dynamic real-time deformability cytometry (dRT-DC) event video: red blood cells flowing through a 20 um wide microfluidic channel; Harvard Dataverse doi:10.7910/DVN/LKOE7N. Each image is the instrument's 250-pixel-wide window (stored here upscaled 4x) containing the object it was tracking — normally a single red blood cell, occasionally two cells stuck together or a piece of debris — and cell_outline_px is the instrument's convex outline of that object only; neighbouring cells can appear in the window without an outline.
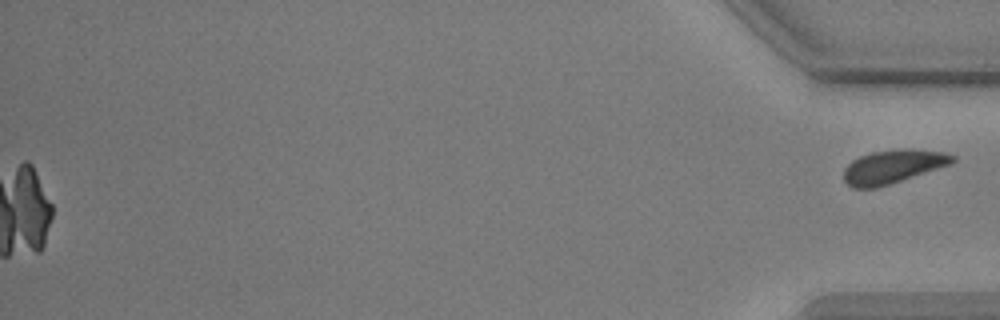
{"species": "common noctule bat (a hibernating species)", "species_latin": "Nyctalus noctula", "temperature_condition": "warm", "stored_images_in_passage": 52, "camera_frame_rate_fps": 3000, "um_per_image_px": 0.085, "animal": {"sex": "male", "body_mass_g": 17.9, "forearm_length_mm": 54.2}, "frame": {"image": 1, "passage_image": 52, "time_ms": 17.0, "image_size_px": [1000, 320], "cell_outline_px": [[956, 160], [952, 164], [876, 188], [852, 188], [844, 180], [844, 168], [852, 160], [860, 156], [872, 152], [904, 148], [912, 148], [948, 152], [956, 156]], "centroid_in_image_um": [75.94, 14.14], "position_along_channel_um": 359.3, "area_um2": 21.44}}